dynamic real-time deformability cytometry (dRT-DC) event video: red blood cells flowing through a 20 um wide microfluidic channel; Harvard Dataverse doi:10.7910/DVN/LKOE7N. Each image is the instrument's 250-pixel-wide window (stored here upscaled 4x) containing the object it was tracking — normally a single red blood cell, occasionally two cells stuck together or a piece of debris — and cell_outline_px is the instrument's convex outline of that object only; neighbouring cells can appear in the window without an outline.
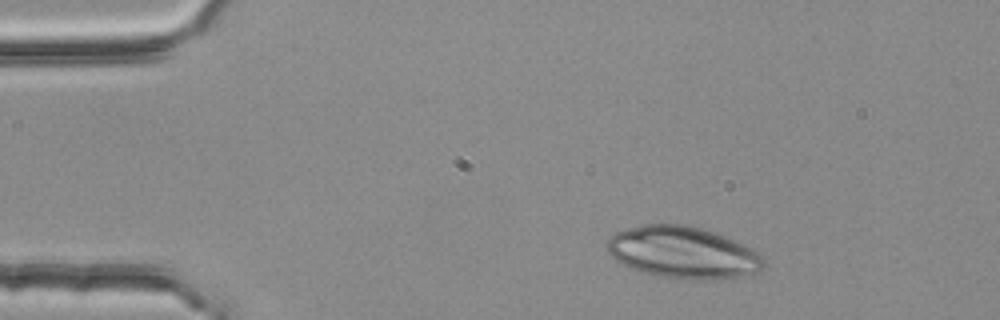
{"species": "common noctule bat (a hibernating species)", "species_latin": "Nyctalus noctula", "temperature_condition": "room temperature", "stored_images_in_passage": 4, "camera_frame_rate_fps": 3000, "um_per_image_px": 0.085, "animal": {"sex": "female", "body_mass_g": 25.1}, "frame": {"image": 1, "passage_image": 1, "time_ms": 0.0, "image_size_px": [1000, 320], "cell_outline_px": [[764, 268], [760, 272], [736, 276], [704, 280], [688, 280], [656, 276], [640, 272], [616, 260], [604, 248], [604, 244], [608, 236], [616, 232], [628, 228], [644, 224], [684, 224], [700, 228], [736, 240], [760, 252], [764, 256]], "centroid_in_image_um": [58.03, 21.46], "position_along_channel_um": 27.0, "area_um2": 47.8}}
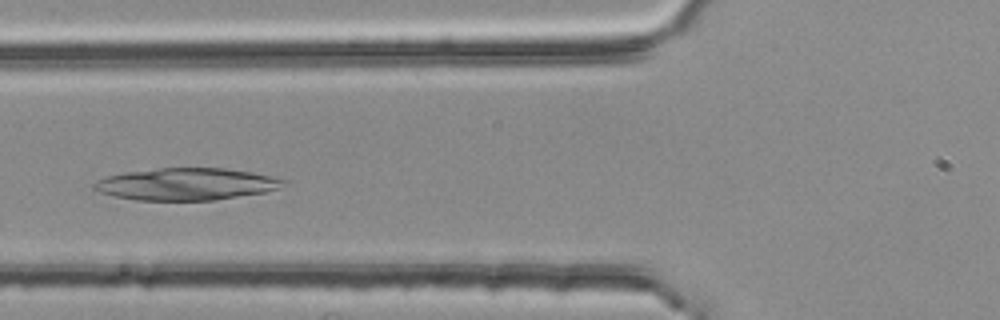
{"frame": {"image": 2, "passage_image": 4, "time_ms": 1.0, "image_size_px": [1000, 320], "cell_outline_px": [[288, 180], [280, 188], [264, 192], [216, 200], [136, 200], [116, 196], [100, 192], [92, 188], [92, 184], [96, 180], [104, 176], [124, 172], [160, 168], [224, 168], [252, 172], [272, 176]], "centroid_in_image_um": [15.83, 15.64], "position_along_channel_um": 110.0, "area_um2": 35.49}}